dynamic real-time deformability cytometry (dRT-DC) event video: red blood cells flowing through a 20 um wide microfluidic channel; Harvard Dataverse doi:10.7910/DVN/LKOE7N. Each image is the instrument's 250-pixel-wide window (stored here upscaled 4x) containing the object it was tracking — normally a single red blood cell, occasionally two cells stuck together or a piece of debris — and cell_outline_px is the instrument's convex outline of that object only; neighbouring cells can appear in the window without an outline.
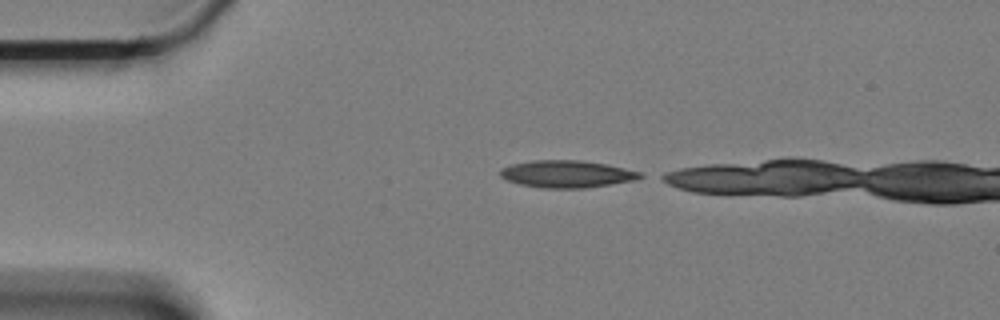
{"species": "Egyptian fruit bat (a non-hibernating species)", "species_latin": "Rousettus aegyptiacus", "temperature_condition": "cold", "stored_images_in_passage": 14, "camera_frame_rate_fps": 3000, "um_per_image_px": 0.085, "animal": {"sex": "female"}, "frame": {"image": 1, "passage_image": 1, "time_ms": 0.0, "image_size_px": [1000, 320], "cell_outline_px": [[644, 176], [636, 180], [588, 188], [540, 188], [520, 184], [508, 180], [500, 176], [500, 168], [512, 164], [536, 160], [580, 160], [608, 164], [640, 172]], "centroid_in_image_um": [48.2, 14.79], "position_along_channel_um": 36.8, "area_um2": 22.25}}
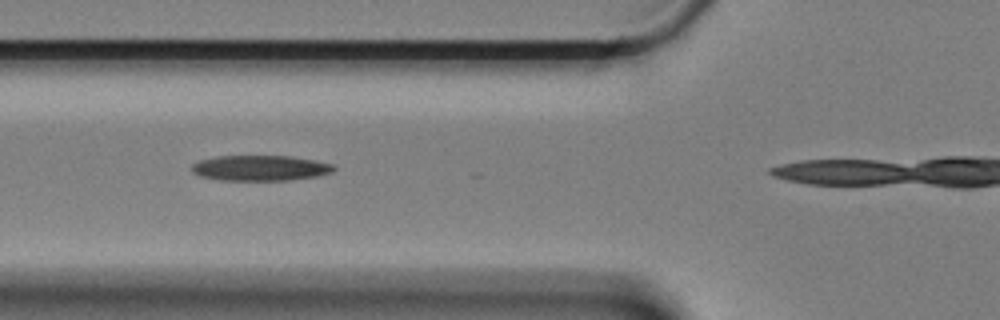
{"frame": {"image": 2, "passage_image": 10, "time_ms": 3.0, "image_size_px": [1000, 320], "cell_outline_px": [[336, 168], [332, 172], [320, 176], [288, 180], [220, 180], [200, 176], [192, 172], [192, 164], [200, 160], [216, 156], [292, 156], [332, 164]], "centroid_in_image_um": [22.12, 14.28], "position_along_channel_um": 103.7, "area_um2": 21.04}}
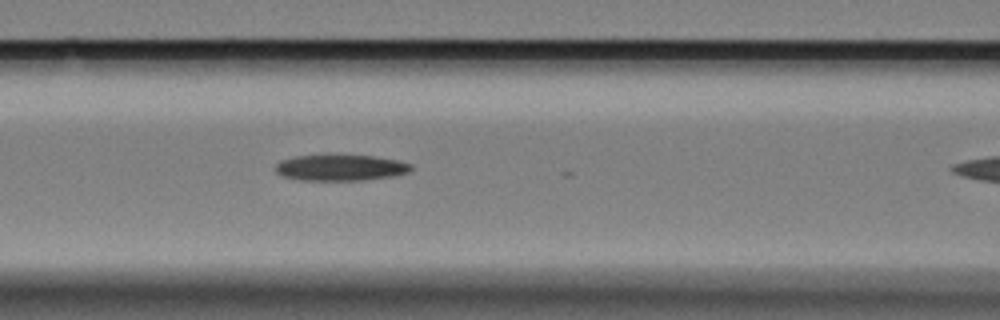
{"frame": {"image": 3, "passage_image": 13, "time_ms": 4.0, "image_size_px": [1000, 320], "cell_outline_px": [[412, 168], [408, 172], [392, 176], [364, 180], [300, 180], [280, 176], [276, 172], [276, 164], [280, 160], [296, 156], [372, 156], [396, 160], [412, 164]], "centroid_in_image_um": [28.91, 14.27], "position_along_channel_um": 137.7, "area_um2": 20.29}}